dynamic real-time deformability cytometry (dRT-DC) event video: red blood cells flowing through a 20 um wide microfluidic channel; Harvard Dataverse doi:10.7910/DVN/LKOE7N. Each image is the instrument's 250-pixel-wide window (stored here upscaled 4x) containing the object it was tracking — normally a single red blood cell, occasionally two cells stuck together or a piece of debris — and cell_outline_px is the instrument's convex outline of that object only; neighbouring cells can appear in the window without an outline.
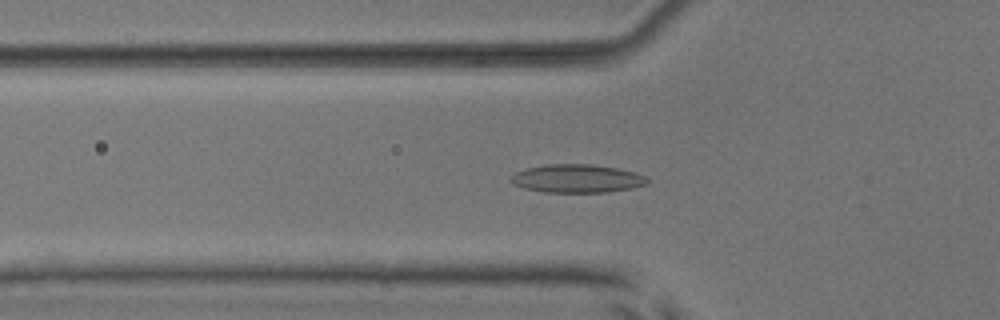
{"species": "common noctule bat (a hibernating species)", "species_latin": "Nyctalus noctula", "temperature_condition": "room temperature", "stored_images_in_passage": 53, "camera_frame_rate_fps": 3000, "um_per_image_px": 0.085, "animal": {"sex": "male", "body_mass_g": 17.9, "forearm_length_mm": 54.2}, "frame": {"image": 1, "passage_image": 18, "time_ms": 5.667, "image_size_px": [1000, 320], "cell_outline_px": [[648, 184], [632, 188], [608, 192], [544, 192], [524, 188], [512, 184], [508, 180], [508, 176], [524, 168], [548, 164], [592, 164], [616, 168], [636, 172], [644, 176], [648, 180]], "centroid_in_image_um": [48.99, 15.17], "position_along_channel_um": 76.8, "area_um2": 22.72}}
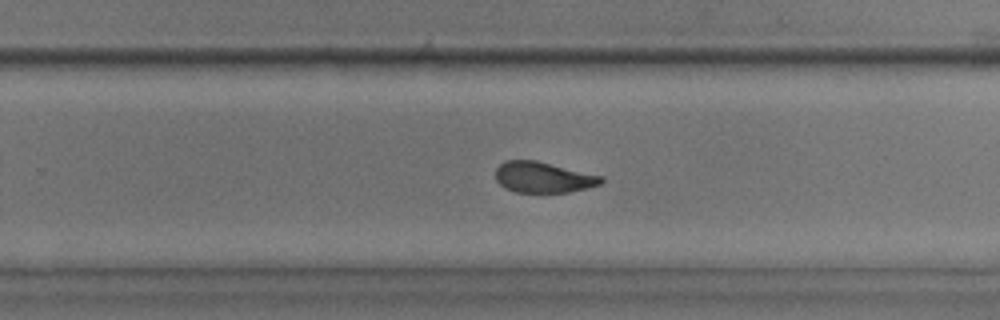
{"frame": {"image": 2, "passage_image": 34, "time_ms": 11.0, "image_size_px": [1000, 320], "cell_outline_px": [[604, 180], [600, 184], [568, 192], [516, 192], [504, 188], [496, 180], [496, 168], [504, 160], [536, 160], [604, 176]], "centroid_in_image_um": [46.16, 15.06], "position_along_channel_um": 283.6, "area_um2": 18.96}}
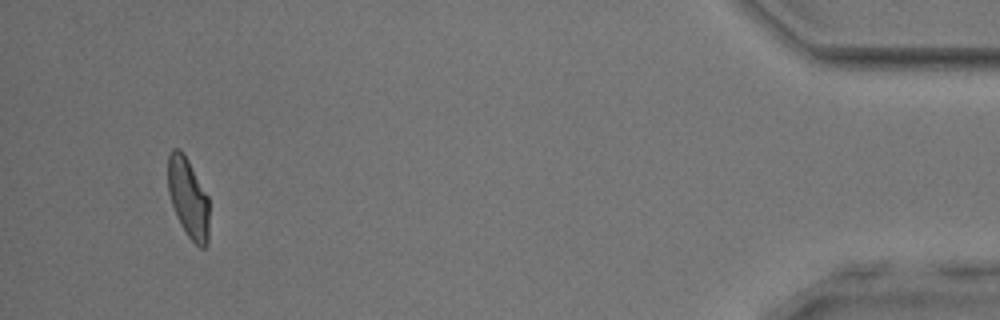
{"frame": {"image": 3, "passage_image": 50, "time_ms": 16.333, "image_size_px": [1000, 320], "cell_outline_px": [[208, 244], [204, 248], [200, 248], [188, 236], [180, 224], [176, 216], [168, 192], [168, 156], [172, 148], [180, 148], [188, 160], [208, 196]], "centroid_in_image_um": [15.99, 16.82], "position_along_channel_um": 419.2, "area_um2": 19.13}, "authors_computed_cell_mechanics": {"area_um2": 20.1722, "velocity_mm_per_s": 3.882, "shape_relaxation_time_tau1_ms": 7.0772, "shape_relaxation_time_tau2_ms": 1.9895, "deformation_change_tau1": 0.1915, "deformation_change_tau2": 0.0813}}